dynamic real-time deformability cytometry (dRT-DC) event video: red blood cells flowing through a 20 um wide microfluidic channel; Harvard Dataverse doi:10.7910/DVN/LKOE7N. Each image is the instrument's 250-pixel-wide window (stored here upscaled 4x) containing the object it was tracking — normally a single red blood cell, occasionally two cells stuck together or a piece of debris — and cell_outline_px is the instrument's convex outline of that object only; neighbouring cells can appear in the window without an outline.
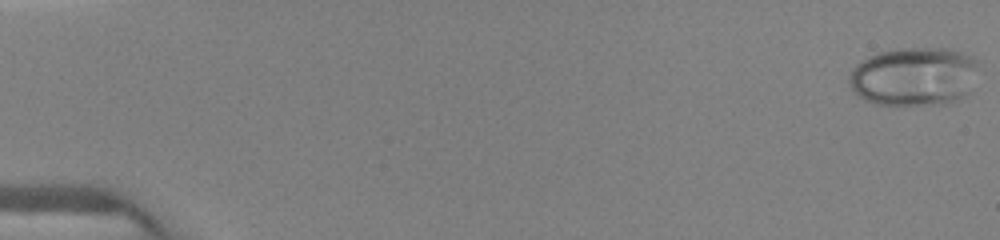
{"species": "human", "species_latin": "Homo sapiens", "temperature_condition": "warm", "stored_images_in_passage": 24, "camera_frame_rate_fps": 3000, "um_per_image_px": 0.085, "donor": {"sex": "female"}, "frame": {"image": 1, "passage_image": 1, "time_ms": 0.0, "image_size_px": [1000, 240], "cell_outline_px": [[976, 64], [968, 92], [952, 104], [876, 104], [864, 100], [856, 96], [848, 80], [848, 76], [852, 68], [856, 64], [876, 52], [900, 48], [944, 48], [960, 52], [972, 56], [976, 60]], "centroid_in_image_um": [77.62, 6.5], "position_along_channel_um": 7.4, "area_um2": 44.1}}